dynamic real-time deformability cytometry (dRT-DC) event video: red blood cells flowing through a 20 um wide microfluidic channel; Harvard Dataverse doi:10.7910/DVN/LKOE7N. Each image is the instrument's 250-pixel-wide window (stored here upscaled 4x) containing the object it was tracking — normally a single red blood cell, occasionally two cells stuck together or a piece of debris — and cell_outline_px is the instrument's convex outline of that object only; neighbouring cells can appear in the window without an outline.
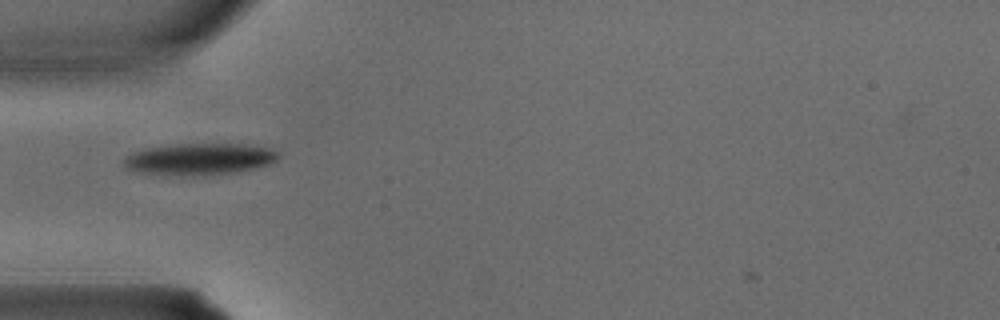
{"species": "common noctule bat (a hibernating species)", "species_latin": "Nyctalus noctula", "temperature_condition": "warm", "stored_images_in_passage": 3, "camera_frame_rate_fps": 3000, "um_per_image_px": 0.085, "animal": {"sex": "male", "body_mass_g": 15.6}, "frame": {"image": 1, "passage_image": 3, "time_ms": 0.667, "image_size_px": [1000, 320], "cell_outline_px": [[280, 156], [276, 160], [268, 164], [256, 168], [236, 172], [204, 176], [180, 176], [140, 172], [124, 168], [124, 160], [132, 152], [148, 148], [176, 144], [240, 144], [264, 148], [280, 152]], "centroid_in_image_um": [16.94, 13.54], "position_along_channel_um": 68.1, "area_um2": 28.44}}